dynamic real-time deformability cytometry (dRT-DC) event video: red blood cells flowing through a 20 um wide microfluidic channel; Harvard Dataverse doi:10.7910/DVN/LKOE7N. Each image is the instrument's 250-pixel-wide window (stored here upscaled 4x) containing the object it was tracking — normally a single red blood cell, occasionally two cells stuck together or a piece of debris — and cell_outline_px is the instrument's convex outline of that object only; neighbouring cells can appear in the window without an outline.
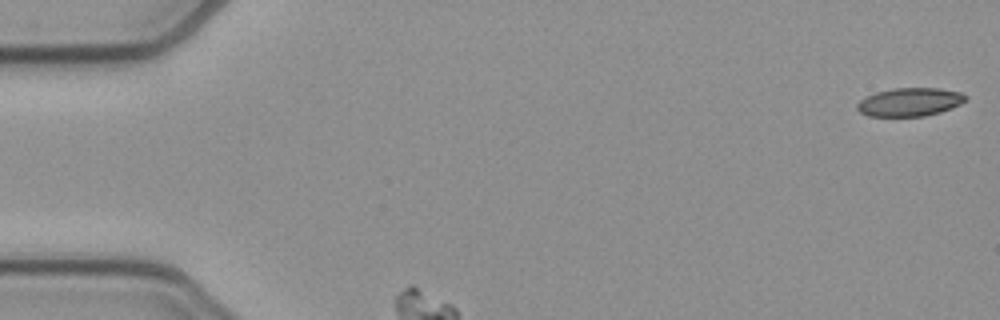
{"species": "common noctule bat (a hibernating species)", "species_latin": "Nyctalus noctula", "temperature_condition": "cold", "stored_images_in_passage": 33, "camera_frame_rate_fps": 3000, "um_per_image_px": 0.085, "animal": {"sex": "female", "body_mass_g": 21.9}, "frame": {"image": 1, "passage_image": 1, "time_ms": 0.0, "image_size_px": [1000, 320], "cell_outline_px": [[968, 100], [952, 108], [940, 112], [924, 116], [868, 116], [860, 112], [856, 108], [856, 104], [860, 100], [876, 92], [892, 88], [940, 88], [960, 92], [968, 96]], "centroid_in_image_um": [77.35, 8.67], "position_along_channel_um": 7.6, "area_um2": 18.03}}
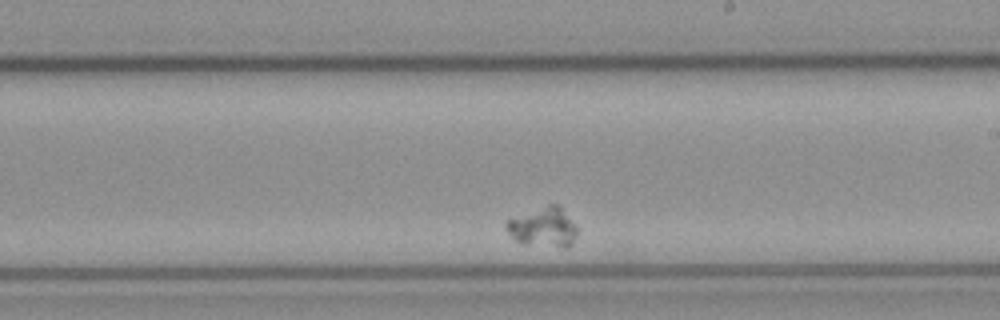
{"frame": {"image": 2, "passage_image": 21, "time_ms": 6.667, "image_size_px": [1000, 320], "cell_outline_px": [[576, 236], [572, 244], [568, 248], [564, 248], [524, 244], [516, 240], [504, 228], [504, 224], [508, 220], [548, 204], [560, 204], [576, 228]], "centroid_in_image_um": [46.19, 19.33], "position_along_channel_um": 242.8, "area_um2": 16.24}}
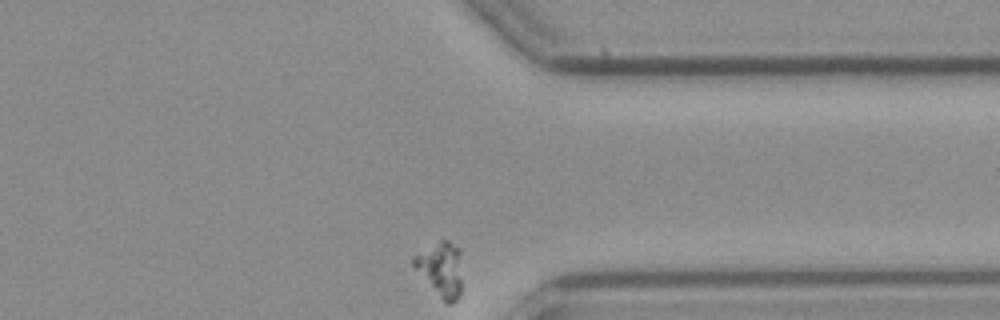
{"frame": {"image": 3, "passage_image": 33, "time_ms": 10.667, "image_size_px": [1000, 320], "cell_outline_px": [[460, 296], [456, 300], [448, 304], [444, 304], [412, 264], [412, 260], [416, 256], [440, 240], [448, 240], [460, 252]], "centroid_in_image_um": [37.48, 22.94], "position_along_channel_um": 373.9, "area_um2": 14.85}}